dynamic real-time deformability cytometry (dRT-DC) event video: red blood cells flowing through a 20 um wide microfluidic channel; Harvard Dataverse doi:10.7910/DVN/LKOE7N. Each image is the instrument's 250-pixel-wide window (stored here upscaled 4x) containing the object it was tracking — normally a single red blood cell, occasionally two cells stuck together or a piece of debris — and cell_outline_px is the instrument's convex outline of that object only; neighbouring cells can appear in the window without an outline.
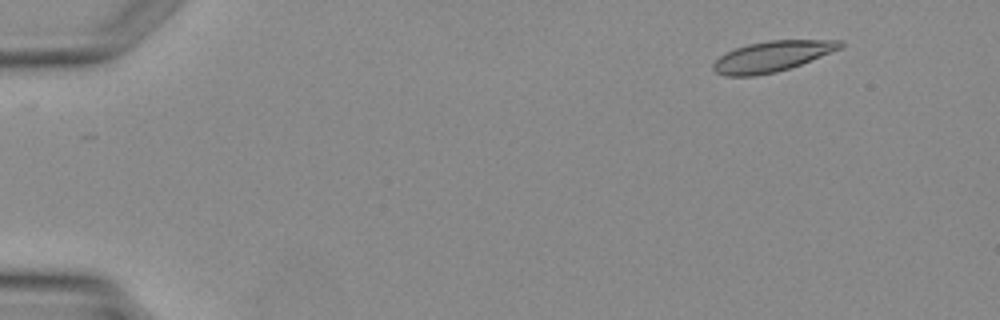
{"species": "Egyptian fruit bat (a non-hibernating species)", "species_latin": "Rousettus aegyptiacus", "temperature_condition": "warm", "stored_images_in_passage": 4, "camera_frame_rate_fps": 3000, "um_per_image_px": 0.085, "animal": {"sex": "female"}, "frame": {"image": 1, "passage_image": 2, "time_ms": 1.333, "image_size_px": [1000, 320], "cell_outline_px": [[844, 44], [840, 48], [800, 64], [776, 72], [752, 76], [724, 76], [716, 72], [712, 68], [712, 64], [720, 56], [736, 48], [748, 44], [768, 40], [840, 40]], "centroid_in_image_um": [65.58, 4.79], "position_along_channel_um": 19.4, "area_um2": 22.25}}